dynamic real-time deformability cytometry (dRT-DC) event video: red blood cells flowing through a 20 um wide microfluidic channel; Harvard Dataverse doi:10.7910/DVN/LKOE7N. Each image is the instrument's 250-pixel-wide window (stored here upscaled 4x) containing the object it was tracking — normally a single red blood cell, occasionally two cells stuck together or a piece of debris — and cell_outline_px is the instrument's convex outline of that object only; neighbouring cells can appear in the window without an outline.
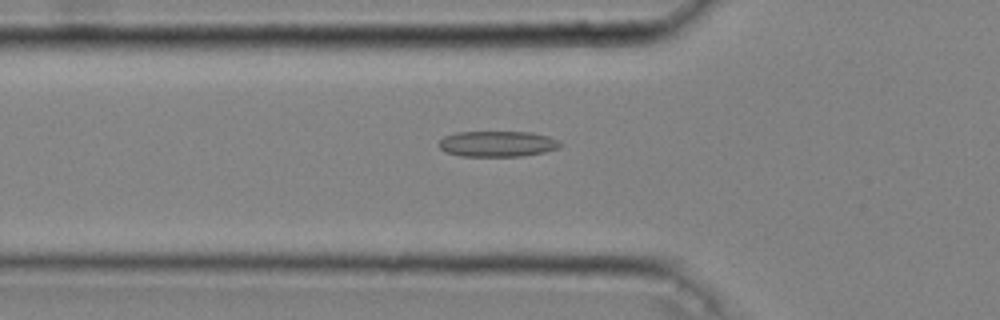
{"species": "common noctule bat (a hibernating species)", "species_latin": "Nyctalus noctula", "temperature_condition": "cold", "stored_images_in_passage": 44, "camera_frame_rate_fps": 3000, "um_per_image_px": 0.085, "animal": {"sex": "male", "body_mass_g": 20.4}, "frame": {"image": 1, "passage_image": 16, "time_ms": 5.0, "image_size_px": [1000, 320], "cell_outline_px": [[564, 144], [560, 148], [544, 152], [520, 156], [460, 156], [444, 152], [440, 148], [440, 140], [444, 136], [456, 132], [532, 132], [548, 136], [560, 140]], "centroid_in_image_um": [42.32, 12.22], "position_along_channel_um": 83.5, "area_um2": 18.38}}
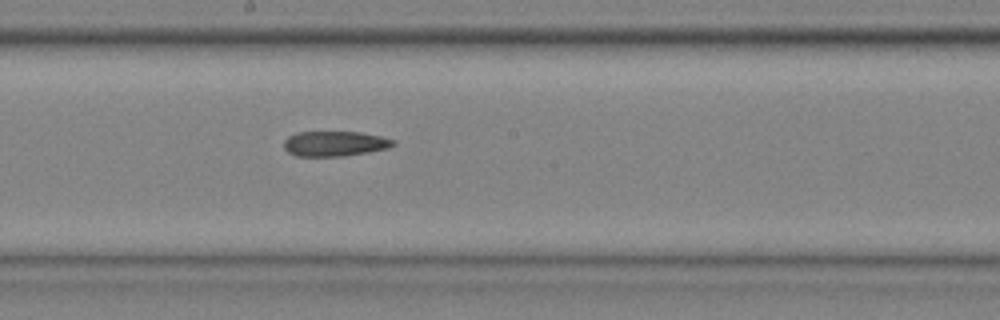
{"frame": {"image": 2, "passage_image": 26, "time_ms": 8.333, "image_size_px": [1000, 320], "cell_outline_px": [[396, 144], [388, 148], [368, 152], [344, 156], [296, 156], [288, 152], [284, 148], [284, 140], [288, 136], [296, 132], [360, 132], [380, 136], [396, 140]], "centroid_in_image_um": [28.45, 12.21], "position_along_channel_um": 219.7, "area_um2": 16.07}}
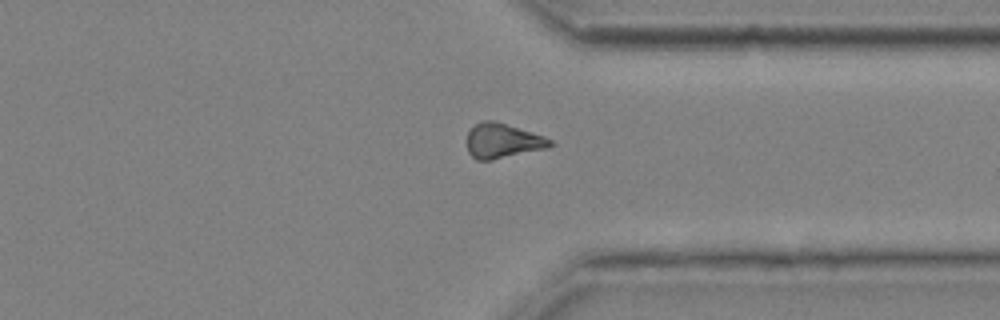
{"frame": {"image": 3, "passage_image": 37, "time_ms": 12.0, "image_size_px": [1000, 320], "cell_outline_px": [[556, 144], [548, 148], [492, 160], [476, 160], [468, 152], [464, 140], [468, 132], [476, 124], [484, 120], [492, 120], [532, 132], [544, 136], [552, 140]], "centroid_in_image_um": [42.71, 11.98], "position_along_channel_um": 368.7, "area_um2": 17.05}}